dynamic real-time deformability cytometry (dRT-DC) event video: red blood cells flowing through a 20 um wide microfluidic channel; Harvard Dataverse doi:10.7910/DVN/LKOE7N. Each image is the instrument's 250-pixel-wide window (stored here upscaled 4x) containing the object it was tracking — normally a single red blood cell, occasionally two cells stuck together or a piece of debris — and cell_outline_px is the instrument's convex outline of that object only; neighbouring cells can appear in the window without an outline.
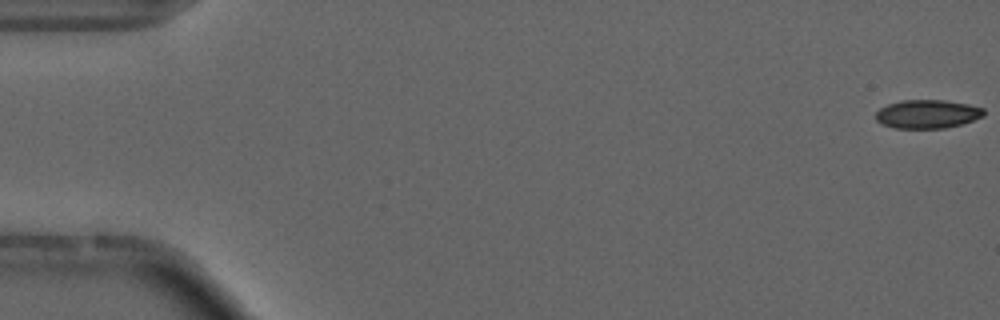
{"species": "common noctule bat (a hibernating species)", "species_latin": "Nyctalus noctula", "temperature_condition": "cold", "stored_images_in_passage": 51, "camera_frame_rate_fps": 3000, "um_per_image_px": 0.085, "animal": {"sex": "male", "forearm_length_mm": 52.5}, "frame": {"image": 1, "passage_image": 1, "time_ms": 0.0, "image_size_px": [1000, 320], "cell_outline_px": [[984, 116], [960, 124], [944, 128], [892, 128], [880, 124], [876, 120], [876, 112], [880, 108], [888, 104], [900, 100], [944, 100], [968, 104], [984, 108]], "centroid_in_image_um": [78.79, 9.69], "position_along_channel_um": 6.2, "area_um2": 18.03}, "authors_computed_cell_mechanics": {"area_um2": 18.9006, "velocity_mm_per_s": 3.7162, "shape_relaxation_time_tau1_ms": 7.2265, "shape_relaxation_time_tau2_ms": 2.1529, "deformation_change_tau1": 0.1688, "deformation_change_tau2": 0.0991}}